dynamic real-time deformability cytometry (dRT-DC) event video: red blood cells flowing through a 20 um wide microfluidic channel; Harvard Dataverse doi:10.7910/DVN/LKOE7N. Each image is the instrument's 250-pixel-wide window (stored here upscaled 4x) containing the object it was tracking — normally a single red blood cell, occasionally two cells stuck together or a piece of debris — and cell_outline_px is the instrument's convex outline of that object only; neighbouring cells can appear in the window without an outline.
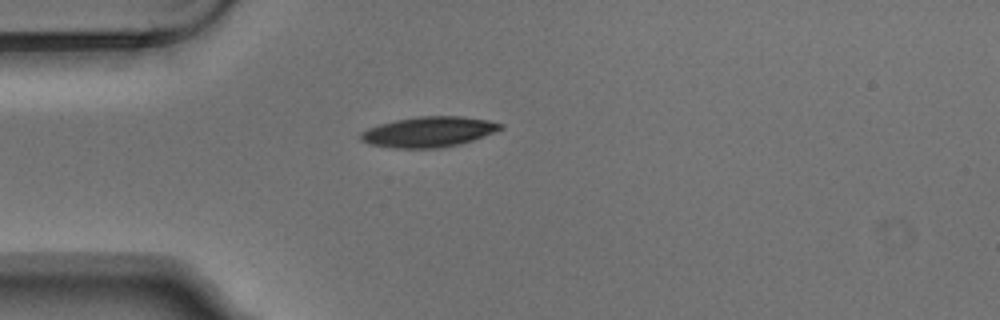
{"species": "Egyptian fruit bat (a non-hibernating species)", "species_latin": "Rousettus aegyptiacus", "temperature_condition": "warm", "stored_images_in_passage": 2, "camera_frame_rate_fps": 3000, "um_per_image_px": 0.085, "animal": {"sex": "male"}, "frame": {"image": 1, "passage_image": 1, "time_ms": 0.0, "image_size_px": [1000, 320], "cell_outline_px": [[504, 128], [484, 136], [460, 144], [440, 148], [396, 148], [372, 144], [360, 140], [360, 132], [368, 128], [380, 124], [396, 120], [420, 116], [464, 116], [488, 120], [504, 124]], "centroid_in_image_um": [36.47, 11.2], "position_along_channel_um": 48.5, "area_um2": 24.68}}